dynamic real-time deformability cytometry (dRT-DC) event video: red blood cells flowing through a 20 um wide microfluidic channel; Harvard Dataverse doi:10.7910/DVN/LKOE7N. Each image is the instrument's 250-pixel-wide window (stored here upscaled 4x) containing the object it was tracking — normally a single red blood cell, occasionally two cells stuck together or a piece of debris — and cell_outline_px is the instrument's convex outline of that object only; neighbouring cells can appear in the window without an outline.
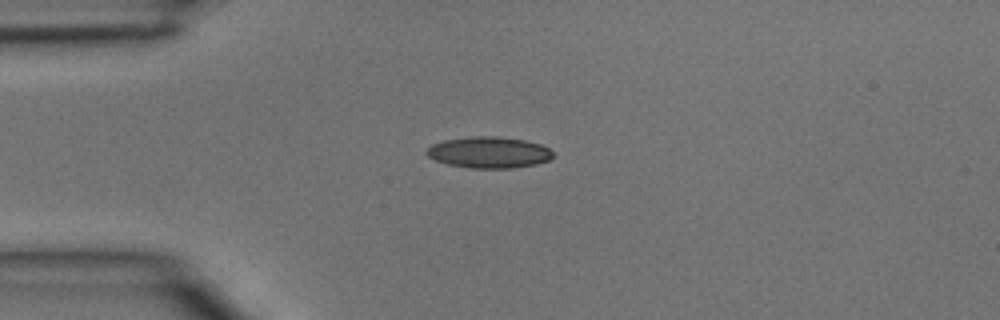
{"species": "common noctule bat (a hibernating species)", "species_latin": "Nyctalus noctula", "temperature_condition": "room temperature", "stored_images_in_passage": 4, "camera_frame_rate_fps": 3000, "um_per_image_px": 0.085, "animal": {"sex": "male", "body_mass_g": 15.6}, "frame": {"image": 1, "passage_image": 4, "time_ms": 1.0, "image_size_px": [1000, 320], "cell_outline_px": [[552, 156], [548, 160], [536, 164], [512, 168], [472, 168], [448, 164], [436, 160], [428, 156], [424, 152], [432, 144], [444, 140], [472, 136], [496, 136], [524, 140], [540, 144], [548, 148], [552, 152]], "centroid_in_image_um": [41.54, 12.95], "position_along_channel_um": 43.5, "area_um2": 22.89}}